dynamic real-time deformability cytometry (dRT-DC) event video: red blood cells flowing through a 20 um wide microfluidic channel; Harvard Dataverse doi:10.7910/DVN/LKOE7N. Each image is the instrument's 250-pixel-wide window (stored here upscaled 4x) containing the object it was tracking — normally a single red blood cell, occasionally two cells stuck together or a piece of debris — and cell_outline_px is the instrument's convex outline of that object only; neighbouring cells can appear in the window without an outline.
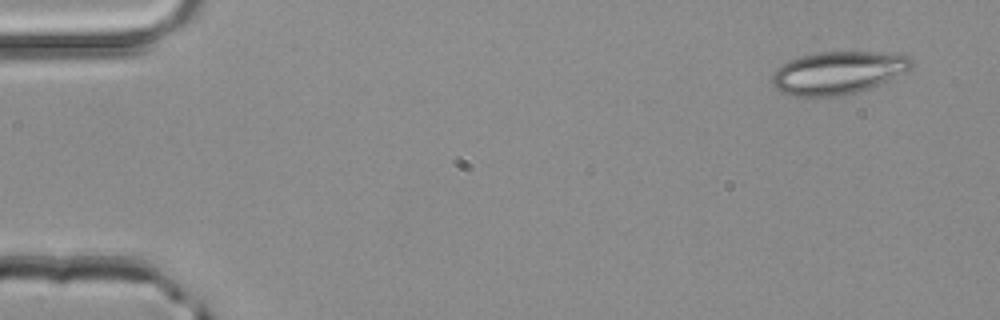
{"species": "common noctule bat (a hibernating species)", "species_latin": "Nyctalus noctula", "temperature_condition": "room temperature", "stored_images_in_passage": 3, "camera_frame_rate_fps": 3000, "um_per_image_px": 0.085, "animal": {"sex": "male", "body_mass_g": 20.4}, "frame": {"image": 1, "passage_image": 1, "time_ms": 0.0, "image_size_px": [1000, 320], "cell_outline_px": [[912, 68], [908, 72], [868, 88], [856, 92], [836, 96], [796, 96], [780, 92], [772, 84], [772, 76], [788, 60], [800, 56], [820, 52], [876, 52], [908, 56], [912, 60]], "centroid_in_image_um": [71.24, 6.18], "position_along_channel_um": 13.8, "area_um2": 34.33}}